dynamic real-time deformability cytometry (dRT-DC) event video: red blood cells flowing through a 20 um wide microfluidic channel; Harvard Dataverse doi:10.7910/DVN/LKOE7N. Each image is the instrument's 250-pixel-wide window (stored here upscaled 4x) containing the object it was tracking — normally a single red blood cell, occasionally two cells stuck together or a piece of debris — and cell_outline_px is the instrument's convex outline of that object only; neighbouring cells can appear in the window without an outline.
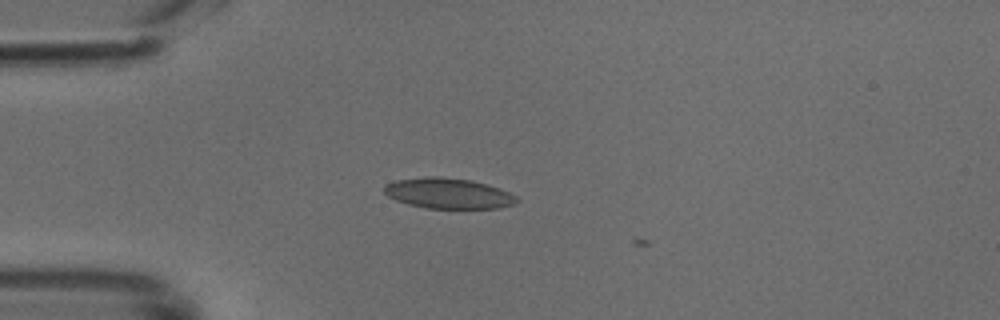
{"species": "common noctule bat (a hibernating species)", "species_latin": "Nyctalus noctula", "temperature_condition": "cold", "stored_images_in_passage": 4, "camera_frame_rate_fps": 3000, "um_per_image_px": 0.085, "animal": {"sex": "male", "body_mass_g": 18.8}, "frame": {"image": 1, "passage_image": 2, "time_ms": 0.333, "image_size_px": [1000, 320], "cell_outline_px": [[520, 200], [512, 204], [496, 208], [424, 208], [408, 204], [396, 200], [388, 196], [384, 192], [384, 184], [396, 180], [424, 176], [440, 176], [472, 180], [500, 188], [516, 196]], "centroid_in_image_um": [38.07, 16.42], "position_along_channel_um": 46.9, "area_um2": 23.64}}